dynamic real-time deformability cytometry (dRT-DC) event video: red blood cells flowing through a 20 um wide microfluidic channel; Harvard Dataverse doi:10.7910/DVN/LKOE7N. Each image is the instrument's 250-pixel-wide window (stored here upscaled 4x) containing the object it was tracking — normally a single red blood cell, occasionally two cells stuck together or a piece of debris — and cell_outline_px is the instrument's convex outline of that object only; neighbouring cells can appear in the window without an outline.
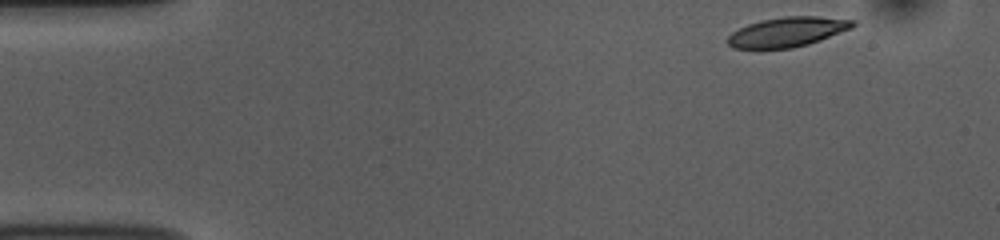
{"species": "common noctule bat (a hibernating species)", "species_latin": "Nyctalus noctula", "temperature_condition": "room temperature", "stored_images_in_passage": 49, "camera_frame_rate_fps": 3000, "um_per_image_px": 0.085, "animal": {"sex": "female", "body_mass_g": 10.0, "forearm_length_mm": 53.1}, "frame": {"image": 1, "passage_image": 1, "time_ms": 0.0, "image_size_px": [1000, 240], "cell_outline_px": [[856, 24], [852, 28], [820, 40], [808, 44], [792, 48], [732, 48], [724, 40], [732, 32], [748, 24], [764, 20], [784, 16], [816, 16], [856, 20]], "centroid_in_image_um": [66.93, 2.71], "position_along_channel_um": 18.1, "area_um2": 21.56}}
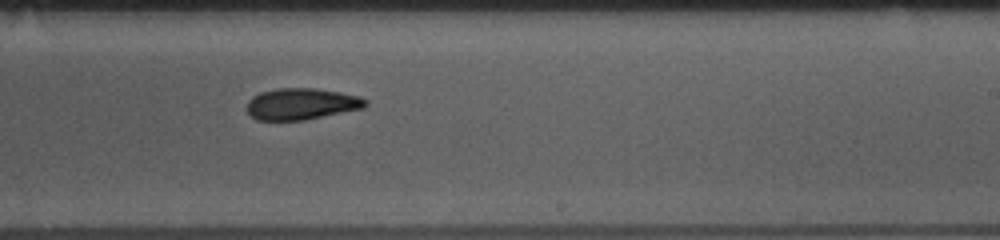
{"frame": {"image": 2, "passage_image": 28, "time_ms": 9.0, "image_size_px": [1000, 240], "cell_outline_px": [[368, 104], [364, 108], [304, 120], [256, 120], [248, 112], [248, 100], [252, 96], [260, 92], [276, 88], [316, 88], [340, 92], [360, 96], [368, 100]], "centroid_in_image_um": [25.65, 8.82], "position_along_channel_um": 263.4, "area_um2": 21.85}}
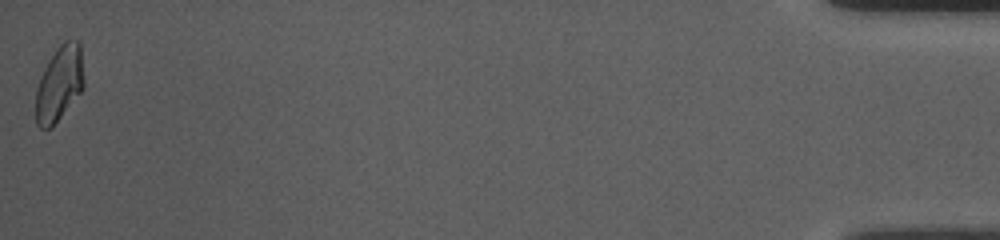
{"frame": {"image": 3, "passage_image": 49, "time_ms": 16.0, "image_size_px": [1000, 240], "cell_outline_px": [[84, 88], [52, 128], [40, 128], [36, 124], [36, 88], [40, 76], [44, 68], [56, 48], [64, 40], [80, 40], [84, 80]], "centroid_in_image_um": [5.05, 7.1], "position_along_channel_um": 430.1, "area_um2": 21.33}, "authors_computed_cell_mechanics": {"area_um2": 21.9062, "velocity_mm_per_s": 3.7377, "shape_relaxation_time_tau1_ms": 9.8894, "shape_relaxation_time_tau2_ms": 4.7475, "deformation_change_tau1": 0.2296, "deformation_change_tau2": 0.1051}}